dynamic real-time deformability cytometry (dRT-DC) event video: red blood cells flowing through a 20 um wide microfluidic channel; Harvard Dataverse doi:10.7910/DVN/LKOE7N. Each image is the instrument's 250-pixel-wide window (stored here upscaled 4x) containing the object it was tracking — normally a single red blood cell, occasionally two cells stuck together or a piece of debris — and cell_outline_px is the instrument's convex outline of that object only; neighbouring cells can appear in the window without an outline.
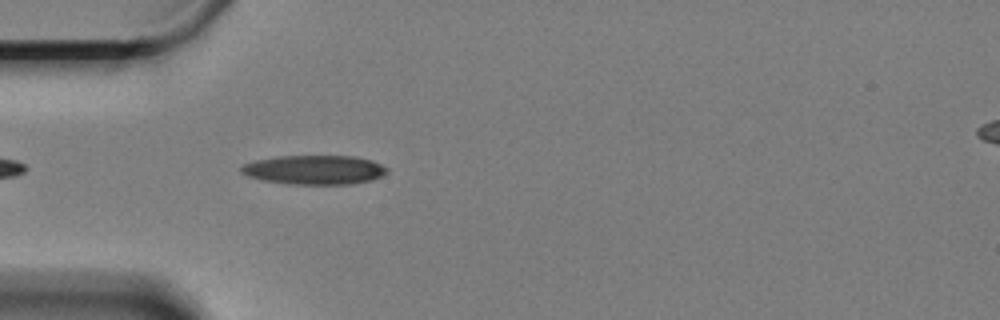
{"species": "Egyptian fruit bat (a non-hibernating species)", "species_latin": "Rousettus aegyptiacus", "temperature_condition": "cold", "stored_images_in_passage": 46, "camera_frame_rate_fps": 3000, "um_per_image_px": 0.085, "animal": {"sex": "female"}, "frame": {"image": 1, "passage_image": 4, "time_ms": 1.0, "image_size_px": [1000, 320], "cell_outline_px": [[388, 172], [384, 176], [372, 180], [352, 184], [288, 184], [264, 180], [248, 176], [240, 172], [240, 168], [244, 164], [256, 160], [276, 156], [356, 156], [372, 160], [388, 168]], "centroid_in_image_um": [26.76, 14.43], "position_along_channel_um": 58.2, "area_um2": 24.97}}
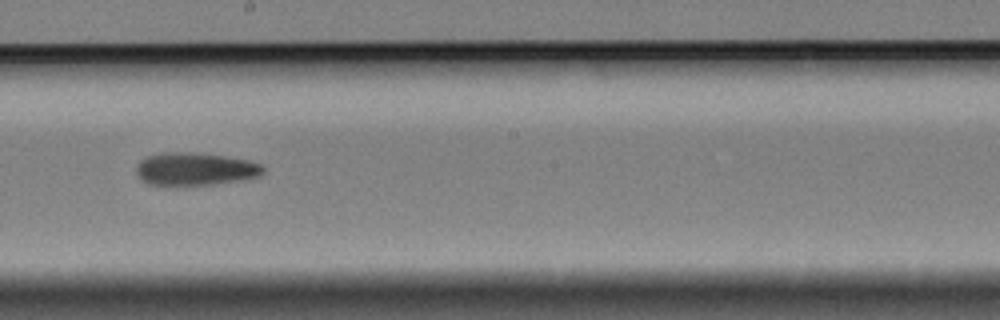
{"frame": {"image": 2, "passage_image": 20, "time_ms": 6.333, "image_size_px": [1000, 320], "cell_outline_px": [[264, 172], [260, 176], [244, 180], [212, 184], [160, 188], [148, 184], [140, 180], [136, 172], [136, 168], [140, 160], [148, 156], [160, 152], [188, 152], [224, 156], [248, 160], [260, 164], [264, 168]], "centroid_in_image_um": [16.52, 14.41], "position_along_channel_um": 231.7, "area_um2": 25.03}}
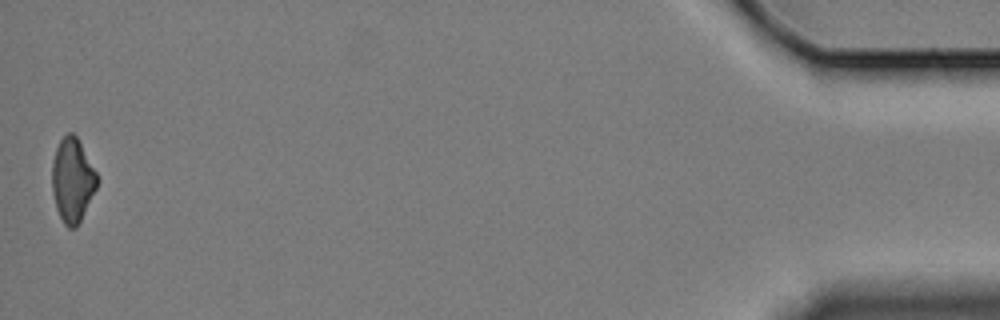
{"frame": {"image": 3, "passage_image": 46, "time_ms": 15.0, "image_size_px": [1000, 320], "cell_outline_px": [[100, 180], [76, 228], [68, 228], [64, 224], [56, 208], [52, 192], [52, 164], [56, 148], [60, 140], [68, 132], [72, 132], [76, 136], [96, 172]], "centroid_in_image_um": [6.15, 15.31], "position_along_channel_um": 429.1, "area_um2": 21.79}, "authors_computed_cell_mechanics": {"area_um2": 23.7847, "velocity_mm_per_s": 3.3099, "shape_relaxation_time_tau1_ms": 8.4139, "shape_relaxation_time_tau2_ms": null, "deformation_change_tau1": 0.1636, "deformation_change_tau2": null}}